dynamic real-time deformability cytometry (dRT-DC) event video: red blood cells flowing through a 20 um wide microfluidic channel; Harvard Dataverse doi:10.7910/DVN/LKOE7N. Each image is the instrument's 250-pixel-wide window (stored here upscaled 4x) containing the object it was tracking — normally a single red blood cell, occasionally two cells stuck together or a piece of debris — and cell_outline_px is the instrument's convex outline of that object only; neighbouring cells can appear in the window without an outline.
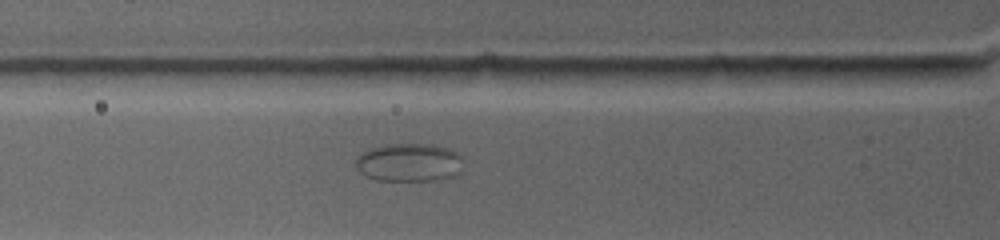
{"species": "common noctule bat (a hibernating species)", "species_latin": "Nyctalus noctula", "temperature_condition": "warm", "stored_images_in_passage": 20, "camera_frame_rate_fps": 4500, "um_per_image_px": 0.085, "animal": {"sex": "female", "body_mass_g": 19.0, "forearm_length_mm": 53.3}, "frame": {"image": 1, "passage_image": 5, "time_ms": 3.778, "image_size_px": [1000, 240], "cell_outline_px": [[464, 156], [460, 172], [452, 176], [428, 180], [376, 180], [360, 172], [356, 168], [356, 160], [360, 152], [368, 148], [384, 144], [432, 144], [448, 148]], "centroid_in_image_um": [34.76, 13.78], "position_along_channel_um": 91.0, "area_um2": 24.1}}
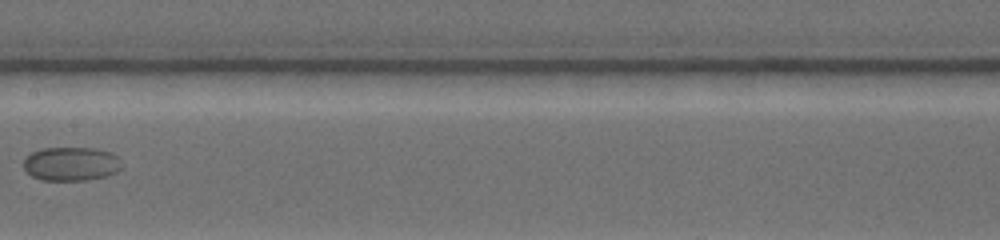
{"frame": {"image": 2, "passage_image": 9, "time_ms": 7.111, "image_size_px": [1000, 240], "cell_outline_px": [[124, 168], [116, 172], [104, 176], [84, 180], [44, 180], [32, 176], [24, 168], [24, 160], [32, 152], [40, 148], [96, 148], [112, 152], [120, 156], [124, 164]], "centroid_in_image_um": [6.13, 13.91], "position_along_channel_um": 201.3, "area_um2": 19.59}}
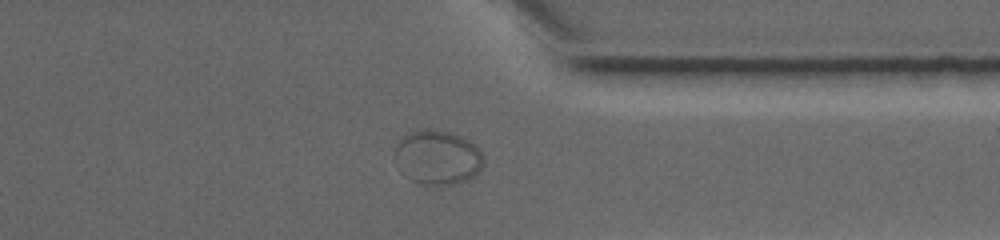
{"frame": {"image": 3, "passage_image": 15, "time_ms": 12.444, "image_size_px": [1000, 240], "cell_outline_px": [[484, 164], [472, 176], [464, 180], [452, 184], [424, 184], [412, 180], [408, 176], [396, 156], [396, 148], [400, 140], [408, 132], [416, 128], [432, 128], [452, 132], [468, 140], [484, 156]], "centroid_in_image_um": [37.22, 13.32], "position_along_channel_um": 374.2, "area_um2": 27.4}}